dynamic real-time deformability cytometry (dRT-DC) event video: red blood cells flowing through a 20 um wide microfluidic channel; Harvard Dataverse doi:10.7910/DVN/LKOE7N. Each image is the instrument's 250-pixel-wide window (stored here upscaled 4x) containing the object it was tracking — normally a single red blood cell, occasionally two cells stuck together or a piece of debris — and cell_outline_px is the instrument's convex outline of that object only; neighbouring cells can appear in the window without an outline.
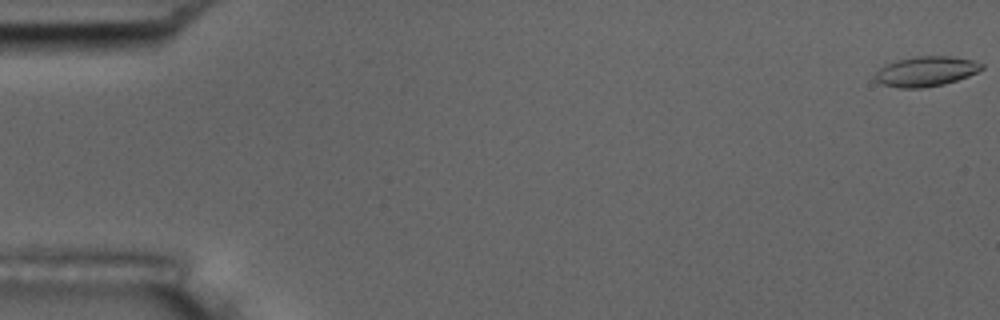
{"species": "common noctule bat (a hibernating species)", "species_latin": "Nyctalus noctula", "temperature_condition": "room temperature", "stored_images_in_passage": 54, "camera_frame_rate_fps": 3000, "um_per_image_px": 0.085, "animal": {"sex": "male", "body_mass_g": 17.5, "forearm_length_mm": 52.3}, "frame": {"image": 1, "passage_image": 1, "time_ms": 0.0, "image_size_px": [1000, 320], "cell_outline_px": [[984, 68], [968, 76], [944, 84], [920, 88], [900, 88], [884, 84], [876, 80], [876, 72], [884, 64], [896, 60], [916, 56], [952, 56], [972, 60], [984, 64]], "centroid_in_image_um": [78.72, 6.05], "position_along_channel_um": 6.3, "area_um2": 18.5}}
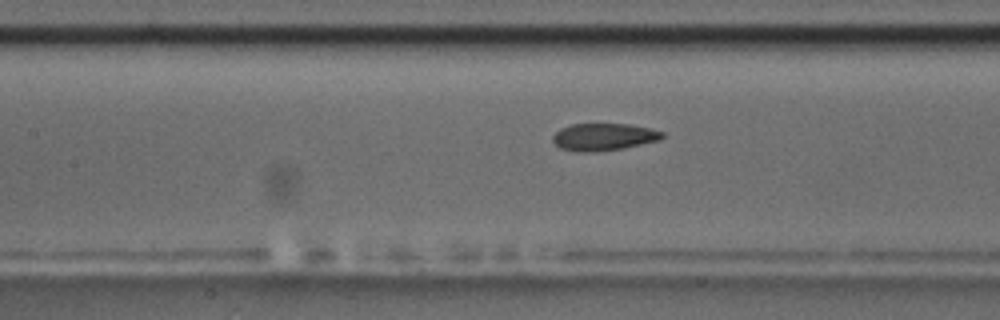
{"frame": {"image": 2, "passage_image": 25, "time_ms": 8.0, "image_size_px": [1000, 320], "cell_outline_px": [[664, 136], [660, 140], [624, 148], [596, 152], [588, 152], [560, 148], [552, 140], [552, 136], [560, 128], [572, 124], [628, 124], [648, 128], [664, 132]], "centroid_in_image_um": [51.32, 11.63], "position_along_channel_um": 156.1, "area_um2": 17.28}}
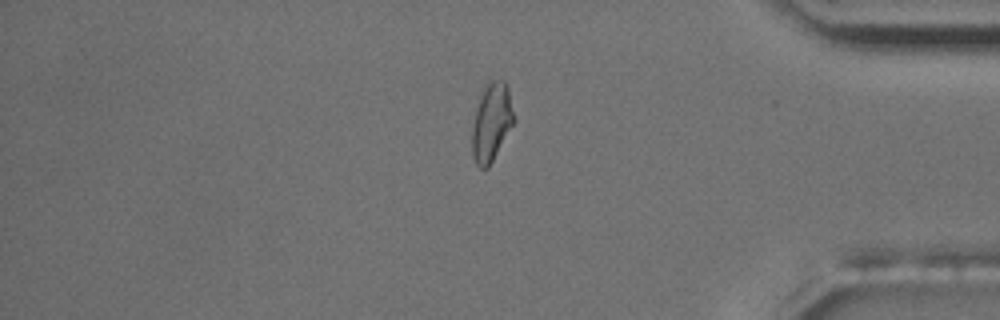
{"frame": {"image": 3, "passage_image": 46, "time_ms": 15.0, "image_size_px": [1000, 320], "cell_outline_px": [[516, 120], [488, 168], [480, 168], [476, 164], [472, 156], [472, 128], [480, 88], [488, 80], [504, 80], [508, 84]], "centroid_in_image_um": [41.78, 10.32], "position_along_channel_um": 393.4, "area_um2": 19.65}, "authors_computed_cell_mechanics": {"area_um2": 18.0914, "velocity_mm_per_s": 3.7627, "shape_relaxation_time_tau1_ms": 3.5185, "shape_relaxation_time_tau2_ms": 2.1565, "deformation_change_tau1": 0.1216, "deformation_change_tau2": 0.0838}}